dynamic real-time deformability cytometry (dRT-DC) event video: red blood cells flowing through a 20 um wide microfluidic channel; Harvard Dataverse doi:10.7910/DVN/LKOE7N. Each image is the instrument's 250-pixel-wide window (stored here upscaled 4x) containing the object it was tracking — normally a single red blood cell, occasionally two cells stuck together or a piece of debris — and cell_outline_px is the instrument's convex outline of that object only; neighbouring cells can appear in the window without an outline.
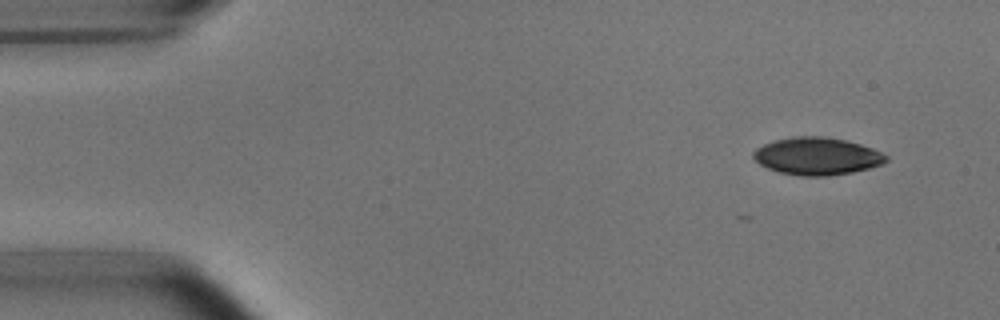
{"species": "common noctule bat (a hibernating species)", "species_latin": "Nyctalus noctula", "temperature_condition": "room temperature", "stored_images_in_passage": 5, "camera_frame_rate_fps": 3000, "um_per_image_px": 0.085, "animal": {"sex": "male", "body_mass_g": 15.6}, "frame": {"image": 1, "passage_image": 1, "time_ms": 0.0, "image_size_px": [1000, 320], "cell_outline_px": [[888, 160], [880, 164], [868, 168], [852, 172], [828, 176], [804, 176], [780, 172], [768, 168], [760, 164], [752, 156], [752, 152], [756, 148], [764, 144], [776, 140], [796, 136], [824, 136], [844, 140], [860, 144], [872, 148], [888, 156]], "centroid_in_image_um": [69.43, 13.27], "position_along_channel_um": 15.6, "area_um2": 28.73}}